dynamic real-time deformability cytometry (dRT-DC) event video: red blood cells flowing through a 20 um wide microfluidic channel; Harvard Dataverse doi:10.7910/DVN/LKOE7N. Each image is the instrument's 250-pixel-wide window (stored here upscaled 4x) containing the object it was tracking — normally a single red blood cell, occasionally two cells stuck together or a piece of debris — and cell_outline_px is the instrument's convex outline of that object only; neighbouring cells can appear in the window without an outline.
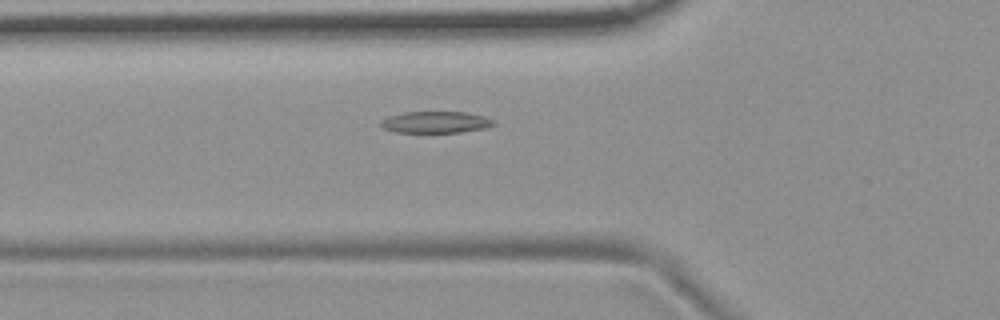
{"species": "common noctule bat (a hibernating species)", "species_latin": "Nyctalus noctula", "temperature_condition": "room temperature", "stored_images_in_passage": 39, "camera_frame_rate_fps": 3000, "um_per_image_px": 0.085, "animal": {"sex": "female", "body_mass_g": 19.9}, "frame": {"image": 1, "passage_image": 4, "time_ms": 1.0, "image_size_px": [1000, 320], "cell_outline_px": [[496, 124], [484, 128], [460, 132], [396, 132], [384, 128], [380, 124], [380, 120], [388, 116], [404, 112], [464, 112], [484, 116], [496, 120]], "centroid_in_image_um": [37.04, 10.38], "position_along_channel_um": 88.8, "area_um2": 14.16}}
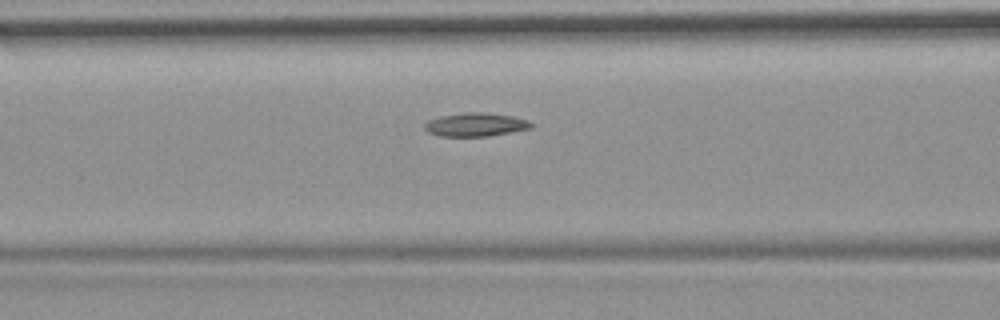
{"frame": {"image": 2, "passage_image": 7, "time_ms": 2.0, "image_size_px": [1000, 320], "cell_outline_px": [[536, 124], [532, 128], [512, 132], [488, 136], [440, 136], [428, 132], [424, 128], [424, 124], [428, 120], [440, 116], [468, 112], [480, 112], [512, 116], [528, 120]], "centroid_in_image_um": [40.45, 10.59], "position_along_channel_um": 126.1, "area_um2": 14.62}}
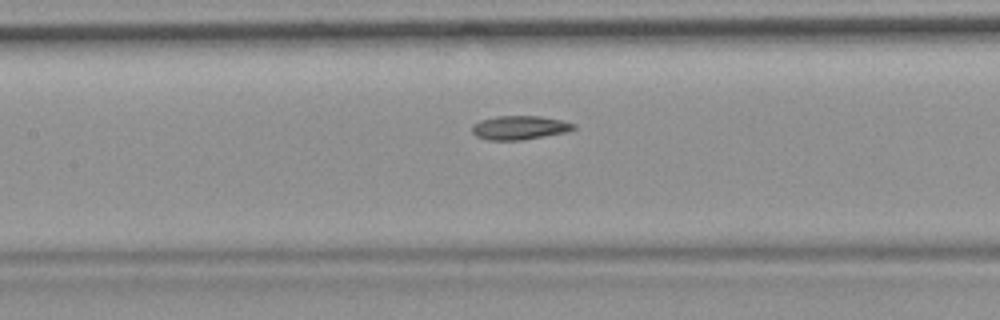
{"frame": {"image": 3, "passage_image": 10, "time_ms": 3.0, "image_size_px": [1000, 320], "cell_outline_px": [[576, 128], [568, 132], [520, 140], [488, 140], [476, 136], [472, 132], [472, 124], [480, 120], [496, 116], [540, 116], [564, 120], [576, 124]], "centroid_in_image_um": [44.18, 10.84], "position_along_channel_um": 163.2, "area_um2": 14.28}, "authors_computed_cell_mechanics": {"area_um2": 14.2766, "velocity_mm_per_s": 3.709, "shape_relaxation_time_tau1_ms": null, "shape_relaxation_time_tau2_ms": 3.8489, "deformation_change_tau1": null, "deformation_change_tau2": 0.1124}}